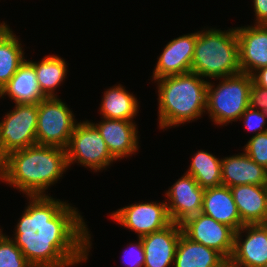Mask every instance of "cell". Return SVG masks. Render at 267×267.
Listing matches in <instances>:
<instances>
[{
    "label": "cell",
    "instance_id": "obj_1",
    "mask_svg": "<svg viewBox=\"0 0 267 267\" xmlns=\"http://www.w3.org/2000/svg\"><path fill=\"white\" fill-rule=\"evenodd\" d=\"M28 197L12 237L27 261L33 267H71L86 261L91 235L77 208L48 195Z\"/></svg>",
    "mask_w": 267,
    "mask_h": 267
},
{
    "label": "cell",
    "instance_id": "obj_2",
    "mask_svg": "<svg viewBox=\"0 0 267 267\" xmlns=\"http://www.w3.org/2000/svg\"><path fill=\"white\" fill-rule=\"evenodd\" d=\"M68 168L66 149L33 145L11 152L1 161V179L27 196L47 195Z\"/></svg>",
    "mask_w": 267,
    "mask_h": 267
},
{
    "label": "cell",
    "instance_id": "obj_3",
    "mask_svg": "<svg viewBox=\"0 0 267 267\" xmlns=\"http://www.w3.org/2000/svg\"><path fill=\"white\" fill-rule=\"evenodd\" d=\"M157 81L159 127L166 129L194 121L206 113L208 81L194 72L166 76Z\"/></svg>",
    "mask_w": 267,
    "mask_h": 267
},
{
    "label": "cell",
    "instance_id": "obj_4",
    "mask_svg": "<svg viewBox=\"0 0 267 267\" xmlns=\"http://www.w3.org/2000/svg\"><path fill=\"white\" fill-rule=\"evenodd\" d=\"M191 71L206 79H222L241 73L235 28L196 32Z\"/></svg>",
    "mask_w": 267,
    "mask_h": 267
},
{
    "label": "cell",
    "instance_id": "obj_5",
    "mask_svg": "<svg viewBox=\"0 0 267 267\" xmlns=\"http://www.w3.org/2000/svg\"><path fill=\"white\" fill-rule=\"evenodd\" d=\"M216 87L208 82L206 110L210 119L217 125L237 121L249 107V90L253 83L252 76L239 73L224 77Z\"/></svg>",
    "mask_w": 267,
    "mask_h": 267
},
{
    "label": "cell",
    "instance_id": "obj_6",
    "mask_svg": "<svg viewBox=\"0 0 267 267\" xmlns=\"http://www.w3.org/2000/svg\"><path fill=\"white\" fill-rule=\"evenodd\" d=\"M66 156L68 167L77 162L94 172L116 161L98 129L88 120L76 123L66 148Z\"/></svg>",
    "mask_w": 267,
    "mask_h": 267
},
{
    "label": "cell",
    "instance_id": "obj_7",
    "mask_svg": "<svg viewBox=\"0 0 267 267\" xmlns=\"http://www.w3.org/2000/svg\"><path fill=\"white\" fill-rule=\"evenodd\" d=\"M76 123L74 114L61 99H42L38 103L37 144L66 149Z\"/></svg>",
    "mask_w": 267,
    "mask_h": 267
},
{
    "label": "cell",
    "instance_id": "obj_8",
    "mask_svg": "<svg viewBox=\"0 0 267 267\" xmlns=\"http://www.w3.org/2000/svg\"><path fill=\"white\" fill-rule=\"evenodd\" d=\"M38 103L15 104L0 122V161L11 152L37 144Z\"/></svg>",
    "mask_w": 267,
    "mask_h": 267
},
{
    "label": "cell",
    "instance_id": "obj_9",
    "mask_svg": "<svg viewBox=\"0 0 267 267\" xmlns=\"http://www.w3.org/2000/svg\"><path fill=\"white\" fill-rule=\"evenodd\" d=\"M182 232L191 240L219 252L229 260L234 247L235 230L212 217L198 213L181 223Z\"/></svg>",
    "mask_w": 267,
    "mask_h": 267
},
{
    "label": "cell",
    "instance_id": "obj_10",
    "mask_svg": "<svg viewBox=\"0 0 267 267\" xmlns=\"http://www.w3.org/2000/svg\"><path fill=\"white\" fill-rule=\"evenodd\" d=\"M118 224L135 231L138 238L162 230L172 223L166 202L135 203L112 212Z\"/></svg>",
    "mask_w": 267,
    "mask_h": 267
},
{
    "label": "cell",
    "instance_id": "obj_11",
    "mask_svg": "<svg viewBox=\"0 0 267 267\" xmlns=\"http://www.w3.org/2000/svg\"><path fill=\"white\" fill-rule=\"evenodd\" d=\"M229 260L240 267H263L267 263V224H245L235 231Z\"/></svg>",
    "mask_w": 267,
    "mask_h": 267
},
{
    "label": "cell",
    "instance_id": "obj_12",
    "mask_svg": "<svg viewBox=\"0 0 267 267\" xmlns=\"http://www.w3.org/2000/svg\"><path fill=\"white\" fill-rule=\"evenodd\" d=\"M204 190L192 175L185 173L179 178L165 194L171 221L181 224L187 218L201 213Z\"/></svg>",
    "mask_w": 267,
    "mask_h": 267
},
{
    "label": "cell",
    "instance_id": "obj_13",
    "mask_svg": "<svg viewBox=\"0 0 267 267\" xmlns=\"http://www.w3.org/2000/svg\"><path fill=\"white\" fill-rule=\"evenodd\" d=\"M239 46L241 73L252 75L267 67V24L235 28Z\"/></svg>",
    "mask_w": 267,
    "mask_h": 267
},
{
    "label": "cell",
    "instance_id": "obj_14",
    "mask_svg": "<svg viewBox=\"0 0 267 267\" xmlns=\"http://www.w3.org/2000/svg\"><path fill=\"white\" fill-rule=\"evenodd\" d=\"M196 44V32L169 41L158 57L152 79L191 72Z\"/></svg>",
    "mask_w": 267,
    "mask_h": 267
},
{
    "label": "cell",
    "instance_id": "obj_15",
    "mask_svg": "<svg viewBox=\"0 0 267 267\" xmlns=\"http://www.w3.org/2000/svg\"><path fill=\"white\" fill-rule=\"evenodd\" d=\"M99 123L92 124L103 137L108 150L116 160L132 156L139 149L138 130L135 122L120 119L102 118Z\"/></svg>",
    "mask_w": 267,
    "mask_h": 267
},
{
    "label": "cell",
    "instance_id": "obj_16",
    "mask_svg": "<svg viewBox=\"0 0 267 267\" xmlns=\"http://www.w3.org/2000/svg\"><path fill=\"white\" fill-rule=\"evenodd\" d=\"M181 234V224L172 222L162 230L141 237L145 253L144 267L173 266Z\"/></svg>",
    "mask_w": 267,
    "mask_h": 267
},
{
    "label": "cell",
    "instance_id": "obj_17",
    "mask_svg": "<svg viewBox=\"0 0 267 267\" xmlns=\"http://www.w3.org/2000/svg\"><path fill=\"white\" fill-rule=\"evenodd\" d=\"M222 185H267V170L245 152L225 157L221 161Z\"/></svg>",
    "mask_w": 267,
    "mask_h": 267
},
{
    "label": "cell",
    "instance_id": "obj_18",
    "mask_svg": "<svg viewBox=\"0 0 267 267\" xmlns=\"http://www.w3.org/2000/svg\"><path fill=\"white\" fill-rule=\"evenodd\" d=\"M201 213L238 231L243 225L233 194L228 186L206 188Z\"/></svg>",
    "mask_w": 267,
    "mask_h": 267
},
{
    "label": "cell",
    "instance_id": "obj_19",
    "mask_svg": "<svg viewBox=\"0 0 267 267\" xmlns=\"http://www.w3.org/2000/svg\"><path fill=\"white\" fill-rule=\"evenodd\" d=\"M230 189L244 224H266L267 185L242 184Z\"/></svg>",
    "mask_w": 267,
    "mask_h": 267
},
{
    "label": "cell",
    "instance_id": "obj_20",
    "mask_svg": "<svg viewBox=\"0 0 267 267\" xmlns=\"http://www.w3.org/2000/svg\"><path fill=\"white\" fill-rule=\"evenodd\" d=\"M5 95L15 104L39 103L46 98L39 88L34 67L26 60L0 91L1 98Z\"/></svg>",
    "mask_w": 267,
    "mask_h": 267
},
{
    "label": "cell",
    "instance_id": "obj_21",
    "mask_svg": "<svg viewBox=\"0 0 267 267\" xmlns=\"http://www.w3.org/2000/svg\"><path fill=\"white\" fill-rule=\"evenodd\" d=\"M226 259L216 250L189 239L183 232L177 243L174 267H220Z\"/></svg>",
    "mask_w": 267,
    "mask_h": 267
},
{
    "label": "cell",
    "instance_id": "obj_22",
    "mask_svg": "<svg viewBox=\"0 0 267 267\" xmlns=\"http://www.w3.org/2000/svg\"><path fill=\"white\" fill-rule=\"evenodd\" d=\"M20 40L4 23L0 27V91L25 62Z\"/></svg>",
    "mask_w": 267,
    "mask_h": 267
},
{
    "label": "cell",
    "instance_id": "obj_23",
    "mask_svg": "<svg viewBox=\"0 0 267 267\" xmlns=\"http://www.w3.org/2000/svg\"><path fill=\"white\" fill-rule=\"evenodd\" d=\"M138 104L133 93L126 91L122 85L110 87L104 92L102 98L100 114L103 117L101 118L133 121L138 113Z\"/></svg>",
    "mask_w": 267,
    "mask_h": 267
},
{
    "label": "cell",
    "instance_id": "obj_24",
    "mask_svg": "<svg viewBox=\"0 0 267 267\" xmlns=\"http://www.w3.org/2000/svg\"><path fill=\"white\" fill-rule=\"evenodd\" d=\"M27 61L34 67L42 94L46 98L57 97L54 91L67 75L65 60L55 55H49L40 62Z\"/></svg>",
    "mask_w": 267,
    "mask_h": 267
},
{
    "label": "cell",
    "instance_id": "obj_25",
    "mask_svg": "<svg viewBox=\"0 0 267 267\" xmlns=\"http://www.w3.org/2000/svg\"><path fill=\"white\" fill-rule=\"evenodd\" d=\"M192 159L186 173L192 175L201 188L206 189L222 185V158H217L207 151L198 150Z\"/></svg>",
    "mask_w": 267,
    "mask_h": 267
},
{
    "label": "cell",
    "instance_id": "obj_26",
    "mask_svg": "<svg viewBox=\"0 0 267 267\" xmlns=\"http://www.w3.org/2000/svg\"><path fill=\"white\" fill-rule=\"evenodd\" d=\"M0 267H33L12 238L0 231Z\"/></svg>",
    "mask_w": 267,
    "mask_h": 267
},
{
    "label": "cell",
    "instance_id": "obj_27",
    "mask_svg": "<svg viewBox=\"0 0 267 267\" xmlns=\"http://www.w3.org/2000/svg\"><path fill=\"white\" fill-rule=\"evenodd\" d=\"M243 151L257 164L267 170V131L252 136Z\"/></svg>",
    "mask_w": 267,
    "mask_h": 267
},
{
    "label": "cell",
    "instance_id": "obj_28",
    "mask_svg": "<svg viewBox=\"0 0 267 267\" xmlns=\"http://www.w3.org/2000/svg\"><path fill=\"white\" fill-rule=\"evenodd\" d=\"M241 119H243L247 131L255 132L254 136L267 131V128L263 129L267 121L262 111L248 107L240 116L239 120Z\"/></svg>",
    "mask_w": 267,
    "mask_h": 267
},
{
    "label": "cell",
    "instance_id": "obj_29",
    "mask_svg": "<svg viewBox=\"0 0 267 267\" xmlns=\"http://www.w3.org/2000/svg\"><path fill=\"white\" fill-rule=\"evenodd\" d=\"M123 258L127 267H144L145 253L141 238H138V243L129 244L126 251L124 250Z\"/></svg>",
    "mask_w": 267,
    "mask_h": 267
},
{
    "label": "cell",
    "instance_id": "obj_30",
    "mask_svg": "<svg viewBox=\"0 0 267 267\" xmlns=\"http://www.w3.org/2000/svg\"><path fill=\"white\" fill-rule=\"evenodd\" d=\"M249 107L262 111L267 118V89L252 83L249 90Z\"/></svg>",
    "mask_w": 267,
    "mask_h": 267
},
{
    "label": "cell",
    "instance_id": "obj_31",
    "mask_svg": "<svg viewBox=\"0 0 267 267\" xmlns=\"http://www.w3.org/2000/svg\"><path fill=\"white\" fill-rule=\"evenodd\" d=\"M256 24H267V0H253Z\"/></svg>",
    "mask_w": 267,
    "mask_h": 267
},
{
    "label": "cell",
    "instance_id": "obj_32",
    "mask_svg": "<svg viewBox=\"0 0 267 267\" xmlns=\"http://www.w3.org/2000/svg\"><path fill=\"white\" fill-rule=\"evenodd\" d=\"M251 76L257 86L267 89V67L258 69Z\"/></svg>",
    "mask_w": 267,
    "mask_h": 267
},
{
    "label": "cell",
    "instance_id": "obj_33",
    "mask_svg": "<svg viewBox=\"0 0 267 267\" xmlns=\"http://www.w3.org/2000/svg\"><path fill=\"white\" fill-rule=\"evenodd\" d=\"M220 267H240V266L232 263L230 260H226Z\"/></svg>",
    "mask_w": 267,
    "mask_h": 267
},
{
    "label": "cell",
    "instance_id": "obj_34",
    "mask_svg": "<svg viewBox=\"0 0 267 267\" xmlns=\"http://www.w3.org/2000/svg\"><path fill=\"white\" fill-rule=\"evenodd\" d=\"M0 180H1V161H0Z\"/></svg>",
    "mask_w": 267,
    "mask_h": 267
}]
</instances>
